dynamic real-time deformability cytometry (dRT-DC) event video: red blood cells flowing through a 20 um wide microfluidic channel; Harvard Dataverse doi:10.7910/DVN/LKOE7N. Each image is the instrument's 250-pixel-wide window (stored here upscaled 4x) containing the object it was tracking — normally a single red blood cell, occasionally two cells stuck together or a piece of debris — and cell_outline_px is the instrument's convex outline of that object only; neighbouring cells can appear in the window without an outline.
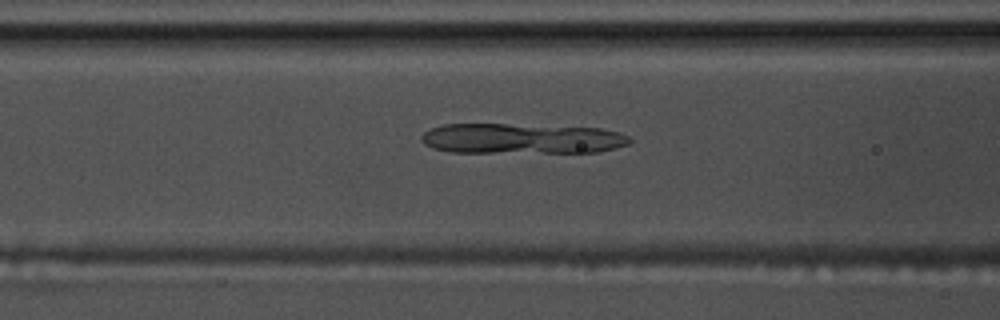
{"species": "common noctule bat (a hibernating species)", "species_latin": "Nyctalus noctula", "temperature_condition": "warm", "stored_images_in_passage": 50, "camera_frame_rate_fps": 3000, "um_per_image_px": 0.085, "animal": {"sex": "male", "body_mass_g": 17.5, "forearm_length_mm": 52.3}, "frame": {"image": 1, "passage_image": 18, "time_ms": 5.667, "image_size_px": [1000, 320], "cell_outline_px": [[632, 140], [628, 144], [616, 148], [596, 152], [452, 152], [432, 148], [424, 144], [420, 140], [420, 136], [424, 132], [432, 128], [444, 124], [504, 124], [600, 128], [616, 132], [628, 136]], "centroid_in_image_um": [44.3, 11.78], "position_along_channel_um": 122.3, "area_um2": 36.7}}
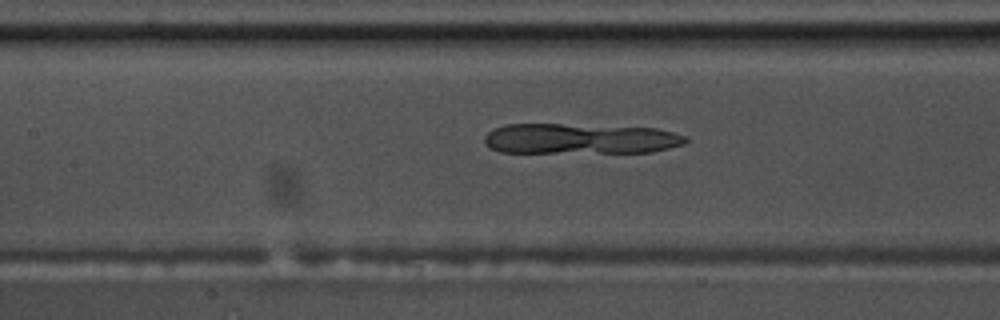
{"frame": {"image": 2, "passage_image": 21, "time_ms": 6.667, "image_size_px": [1000, 320], "cell_outline_px": [[688, 140], [684, 144], [652, 152], [500, 152], [488, 148], [484, 144], [484, 136], [492, 128], [504, 124], [560, 124], [656, 128], [672, 132], [684, 136]], "centroid_in_image_um": [49.23, 11.79], "position_along_channel_um": 158.2, "area_um2": 35.72}}